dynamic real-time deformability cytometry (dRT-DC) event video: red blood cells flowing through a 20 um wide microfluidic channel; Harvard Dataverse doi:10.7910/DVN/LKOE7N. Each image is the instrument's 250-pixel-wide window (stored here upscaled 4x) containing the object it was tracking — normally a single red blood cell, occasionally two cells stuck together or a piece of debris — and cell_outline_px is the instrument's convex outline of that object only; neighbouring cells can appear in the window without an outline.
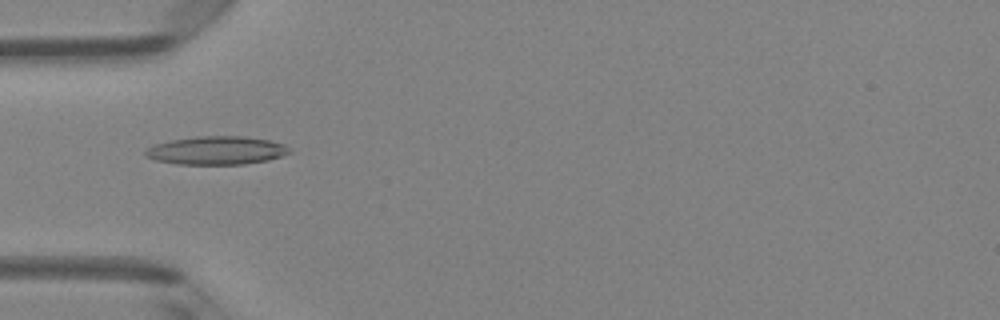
{"species": "Egyptian fruit bat (a non-hibernating species)", "species_latin": "Rousettus aegyptiacus", "temperature_condition": "room temperature", "stored_images_in_passage": 5, "camera_frame_rate_fps": 3000, "um_per_image_px": 0.085, "animal": {"sex": "female"}, "frame": {"image": 1, "passage_image": 4, "time_ms": 4.333, "image_size_px": [1000, 320], "cell_outline_px": [[292, 152], [268, 160], [244, 164], [176, 164], [156, 160], [144, 156], [144, 148], [152, 144], [172, 140], [196, 136], [244, 136], [268, 140], [284, 144]], "centroid_in_image_um": [18.34, 12.78], "position_along_channel_um": 66.7, "area_um2": 23.87}}
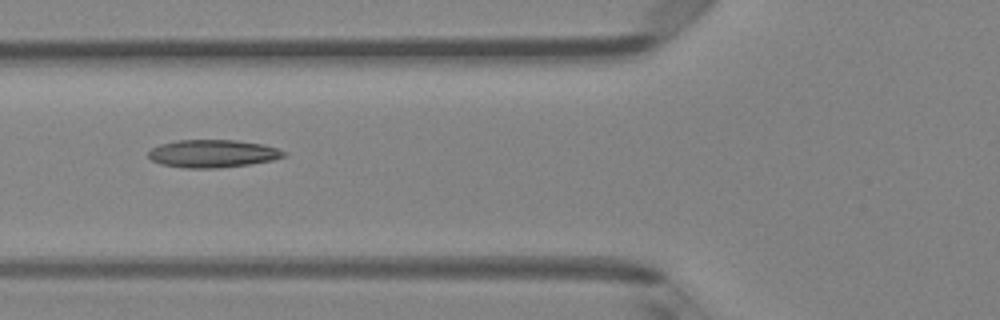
{"frame": {"image": 2, "passage_image": 5, "time_ms": 5.333, "image_size_px": [1000, 320], "cell_outline_px": [[288, 156], [272, 160], [248, 164], [220, 168], [184, 168], [160, 164], [152, 160], [148, 156], [148, 152], [152, 148], [160, 144], [176, 140], [236, 140], [264, 144], [288, 152]], "centroid_in_image_um": [18.1, 13.05], "position_along_channel_um": 107.7, "area_um2": 22.08}}